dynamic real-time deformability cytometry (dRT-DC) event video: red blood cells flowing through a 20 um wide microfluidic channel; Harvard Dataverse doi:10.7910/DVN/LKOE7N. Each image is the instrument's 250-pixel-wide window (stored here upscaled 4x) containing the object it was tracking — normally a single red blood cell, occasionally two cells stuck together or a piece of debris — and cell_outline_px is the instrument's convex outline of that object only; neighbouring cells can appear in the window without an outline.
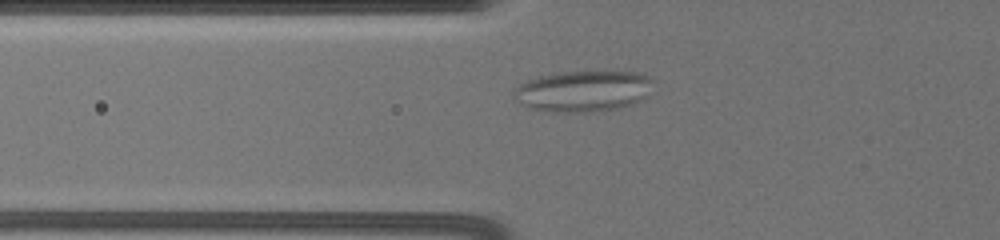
{"species": "common noctule bat (a hibernating species)", "species_latin": "Nyctalus noctula", "temperature_condition": "warm", "stored_images_in_passage": 44, "camera_frame_rate_fps": 3000, "um_per_image_px": 0.085, "animal": {"sex": "female", "body_mass_g": 19.5, "forearm_length_mm": 54.1}, "frame": {"image": 1, "passage_image": 10, "time_ms": 1.333, "image_size_px": [1000, 240], "cell_outline_px": [[652, 80], [644, 96], [640, 100], [632, 104], [616, 108], [592, 112], [544, 112], [528, 108], [520, 104], [512, 96], [512, 92], [520, 84], [528, 80], [540, 76], [560, 72], [636, 72], [648, 76]], "centroid_in_image_um": [49.47, 7.76], "position_along_channel_um": 76.3, "area_um2": 33.12}}
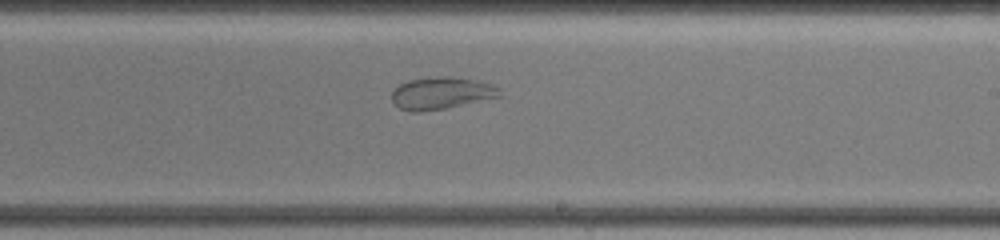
{"frame": {"image": 2, "passage_image": 29, "time_ms": 6.333, "image_size_px": [1000, 240], "cell_outline_px": [[504, 96], [444, 108], [420, 112], [408, 112], [392, 104], [392, 92], [400, 84], [408, 80], [436, 76], [448, 76], [476, 80], [496, 84], [500, 88]], "centroid_in_image_um": [37.55, 7.91], "position_along_channel_um": 251.4, "area_um2": 20.52}}
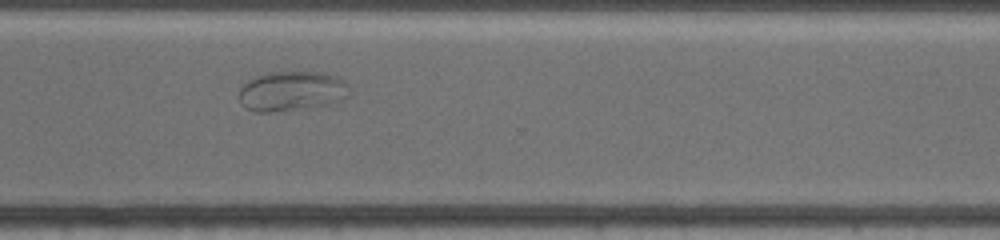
{"frame": {"image": 3, "passage_image": 43, "time_ms": 9.0, "image_size_px": [1000, 240], "cell_outline_px": [[352, 88], [348, 96], [340, 100], [308, 108], [272, 112], [256, 112], [244, 108], [240, 104], [236, 96], [240, 88], [248, 80], [256, 76], [268, 72], [320, 72], [336, 76], [344, 80]], "centroid_in_image_um": [24.75, 7.75], "position_along_channel_um": 345.8, "area_um2": 26.01}}